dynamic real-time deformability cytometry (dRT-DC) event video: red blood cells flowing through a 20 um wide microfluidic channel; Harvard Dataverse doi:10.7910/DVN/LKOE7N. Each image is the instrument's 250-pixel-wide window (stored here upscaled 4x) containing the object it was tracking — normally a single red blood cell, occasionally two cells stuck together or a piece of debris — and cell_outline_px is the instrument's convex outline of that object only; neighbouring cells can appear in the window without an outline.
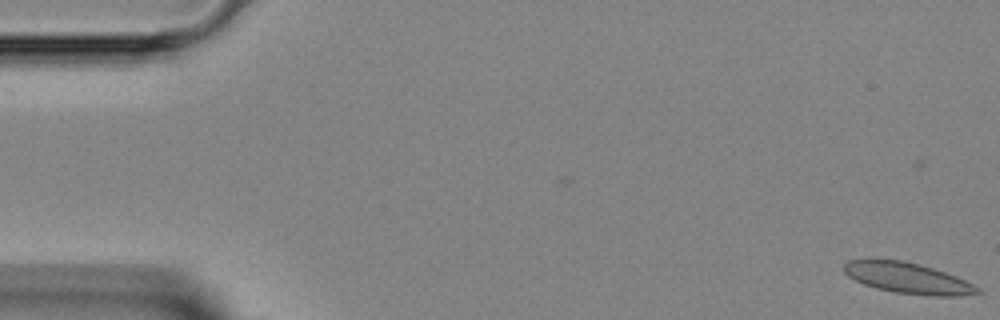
{"species": "Egyptian fruit bat (a non-hibernating species)", "species_latin": "Rousettus aegyptiacus", "temperature_condition": "room temperature", "stored_images_in_passage": 8, "camera_frame_rate_fps": 3000, "um_per_image_px": 0.085, "animal": {"sex": "female"}, "frame": {"image": 1, "passage_image": 1, "time_ms": 0.0, "image_size_px": [1000, 320], "cell_outline_px": [[984, 292], [960, 296], [932, 296], [896, 292], [876, 288], [864, 284], [848, 276], [844, 272], [844, 264], [848, 260], [900, 260], [932, 268], [956, 276], [980, 288]], "centroid_in_image_um": [77.19, 23.65], "position_along_channel_um": 7.8, "area_um2": 23.58}}